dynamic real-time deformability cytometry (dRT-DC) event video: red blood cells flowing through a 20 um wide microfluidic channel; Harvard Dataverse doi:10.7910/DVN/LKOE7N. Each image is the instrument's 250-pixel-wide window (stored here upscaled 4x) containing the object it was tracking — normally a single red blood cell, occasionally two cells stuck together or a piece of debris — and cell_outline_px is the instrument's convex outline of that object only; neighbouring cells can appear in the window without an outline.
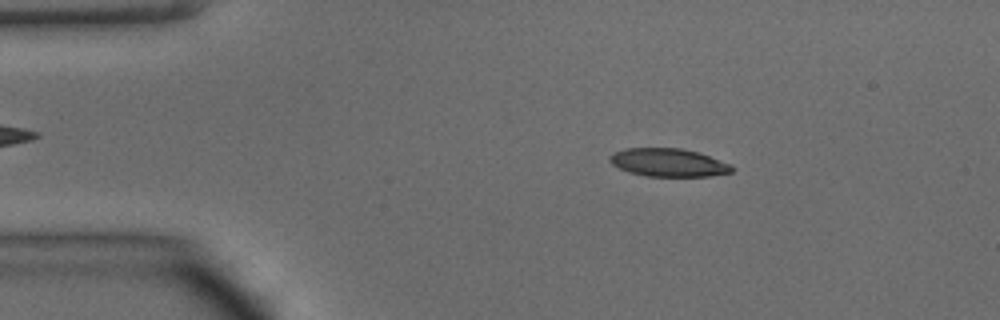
{"species": "common noctule bat (a hibernating species)", "species_latin": "Nyctalus noctula", "temperature_condition": "warm", "stored_images_in_passage": 44, "camera_frame_rate_fps": 3000, "um_per_image_px": 0.085, "animal": {"sex": "male", "body_mass_g": 15.6}, "frame": {"image": 1, "passage_image": 5, "time_ms": 1.333, "image_size_px": [1000, 320], "cell_outline_px": [[736, 168], [732, 172], [712, 176], [648, 176], [628, 172], [612, 164], [608, 160], [608, 156], [612, 152], [624, 148], [680, 148], [696, 152], [732, 164]], "centroid_in_image_um": [56.8, 13.81], "position_along_channel_um": 28.2, "area_um2": 20.11}}
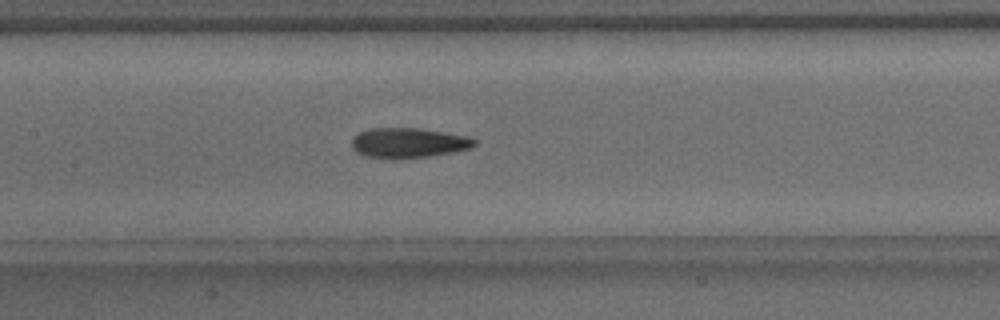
{"frame": {"image": 2, "passage_image": 19, "time_ms": 6.0, "image_size_px": [1000, 320], "cell_outline_px": [[476, 144], [468, 148], [452, 152], [428, 156], [400, 160], [392, 160], [364, 156], [356, 152], [352, 148], [352, 140], [360, 132], [372, 128], [420, 128], [468, 136], [476, 140]], "centroid_in_image_um": [34.68, 12.16], "position_along_channel_um": 172.7, "area_um2": 21.62}}
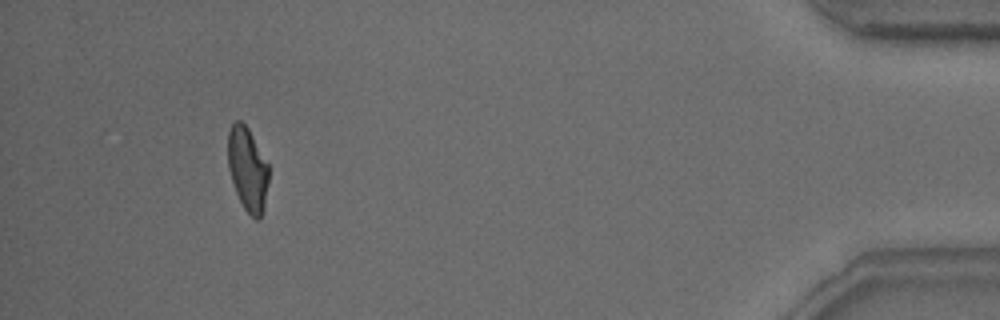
{"frame": {"image": 3, "passage_image": 41, "time_ms": 13.333, "image_size_px": [1000, 320], "cell_outline_px": [[268, 184], [264, 208], [260, 220], [256, 220], [244, 208], [236, 192], [228, 168], [228, 132], [232, 124], [236, 120], [240, 120], [248, 128], [268, 164]], "centroid_in_image_um": [21.05, 14.38], "position_along_channel_um": 414.2, "area_um2": 19.77}, "authors_computed_cell_mechanics": {"area_um2": 20.9814, "velocity_mm_per_s": 4.2134, "shape_relaxation_time_tau1_ms": 5.0718, "shape_relaxation_time_tau2_ms": 2.4607, "deformation_change_tau1": 0.1719, "deformation_change_tau2": 0.1051}}